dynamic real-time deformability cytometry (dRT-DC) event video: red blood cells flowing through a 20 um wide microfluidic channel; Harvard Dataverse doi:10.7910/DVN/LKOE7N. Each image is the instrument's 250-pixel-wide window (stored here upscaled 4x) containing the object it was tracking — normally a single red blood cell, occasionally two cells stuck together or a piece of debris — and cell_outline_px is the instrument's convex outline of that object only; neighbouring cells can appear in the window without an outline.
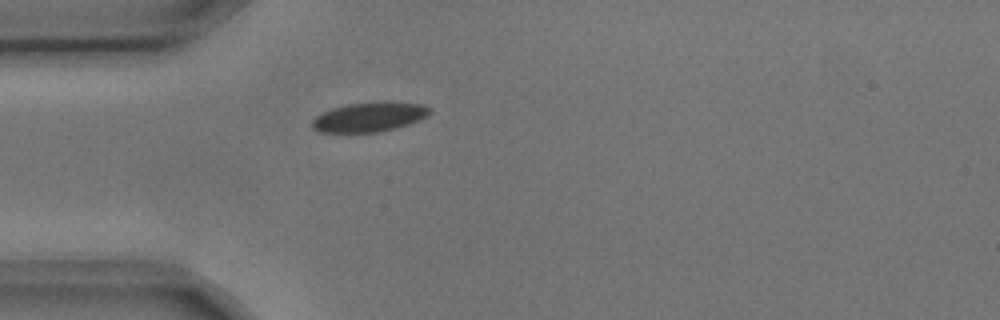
{"species": "common noctule bat (a hibernating species)", "species_latin": "Nyctalus noctula", "temperature_condition": "cold", "stored_images_in_passage": 1, "camera_frame_rate_fps": 3000, "um_per_image_px": 0.085, "animal": {"sex": "male", "body_mass_g": 17.9, "forearm_length_mm": 54.2}, "frame": {"image": 1, "passage_image": 1, "time_ms": 0.0, "image_size_px": [1000, 320], "cell_outline_px": [[432, 112], [408, 124], [396, 128], [380, 132], [320, 132], [312, 128], [312, 120], [320, 112], [332, 108], [348, 104], [384, 100], [420, 104], [432, 108]], "centroid_in_image_um": [31.37, 9.92], "position_along_channel_um": 53.6, "area_um2": 20.4}}